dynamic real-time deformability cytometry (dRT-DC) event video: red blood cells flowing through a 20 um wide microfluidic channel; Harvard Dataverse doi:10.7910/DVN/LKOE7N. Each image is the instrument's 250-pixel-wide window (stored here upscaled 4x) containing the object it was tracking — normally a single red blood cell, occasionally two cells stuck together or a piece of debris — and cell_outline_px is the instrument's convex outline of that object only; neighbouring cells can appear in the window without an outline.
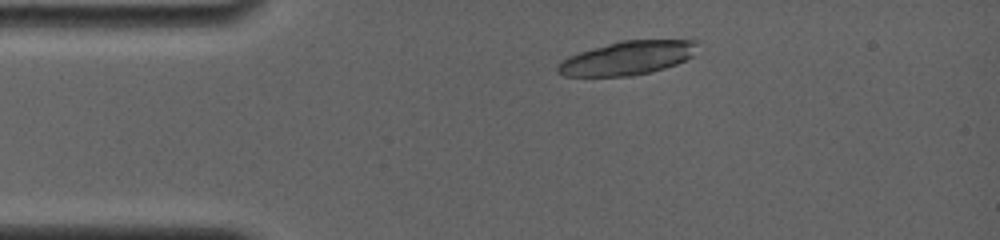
{"species": "common noctule bat (a hibernating species)", "species_latin": "Nyctalus noctula", "temperature_condition": "room temperature", "stored_images_in_passage": 3, "camera_frame_rate_fps": 4000, "um_per_image_px": 0.085, "animal": {"sex": "female", "body_mass_g": 19.0, "forearm_length_mm": 56.7}, "frame": {"image": 1, "passage_image": 1, "time_ms": 0.0, "image_size_px": [1000, 240], "cell_outline_px": [[700, 40], [692, 56], [676, 64], [652, 72], [632, 76], [564, 76], [556, 72], [556, 68], [560, 60], [568, 56], [592, 48], [620, 40]], "centroid_in_image_um": [53.3, 4.93], "position_along_channel_um": 31.7, "area_um2": 27.57}}